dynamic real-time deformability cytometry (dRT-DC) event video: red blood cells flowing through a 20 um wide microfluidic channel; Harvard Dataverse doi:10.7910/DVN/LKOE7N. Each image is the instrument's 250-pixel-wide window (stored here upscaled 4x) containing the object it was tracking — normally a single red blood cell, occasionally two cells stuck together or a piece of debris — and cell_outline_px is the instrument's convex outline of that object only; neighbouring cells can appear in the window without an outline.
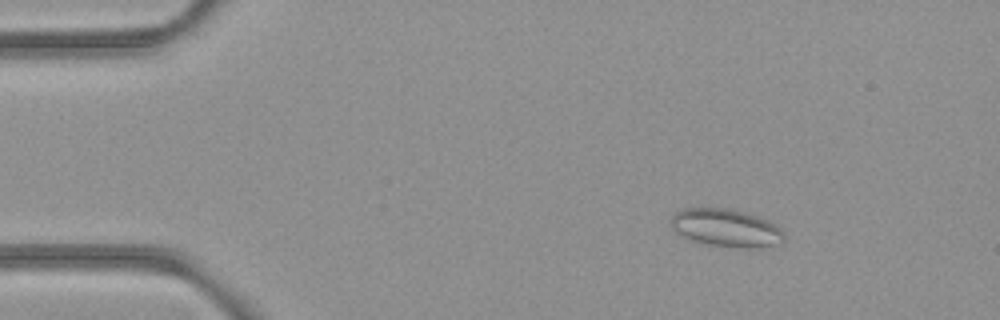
{"species": "common noctule bat (a hibernating species)", "species_latin": "Nyctalus noctula", "temperature_condition": "room temperature", "stored_images_in_passage": 53, "camera_frame_rate_fps": 3000, "um_per_image_px": 0.085, "animal": {"sex": "female", "body_mass_g": 21.9}, "frame": {"image": 1, "passage_image": 8, "time_ms": 2.333, "image_size_px": [1000, 320], "cell_outline_px": [[784, 244], [760, 248], [732, 248], [708, 244], [688, 240], [676, 232], [668, 224], [668, 220], [676, 212], [684, 208], [728, 208], [744, 212], [768, 220], [776, 224], [784, 232]], "centroid_in_image_um": [61.72, 19.39], "position_along_channel_um": 23.3, "area_um2": 25.61}}
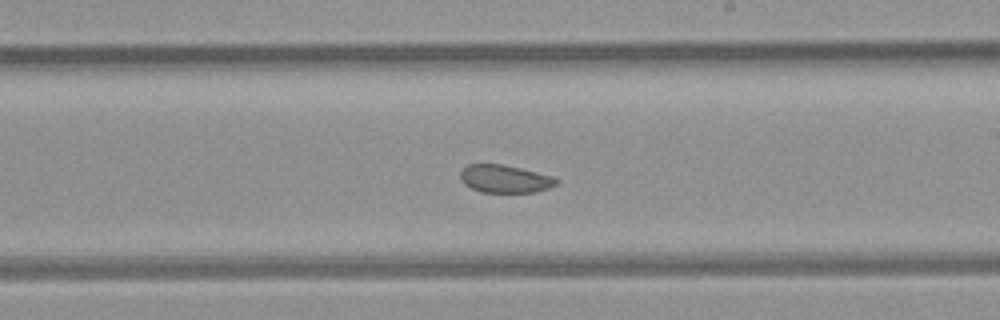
{"frame": {"image": 2, "passage_image": 31, "time_ms": 10.0, "image_size_px": [1000, 320], "cell_outline_px": [[560, 180], [556, 184], [548, 188], [536, 192], [480, 192], [464, 184], [460, 180], [460, 172], [468, 164], [504, 164], [556, 176]], "centroid_in_image_um": [42.95, 15.19], "position_along_channel_um": 246.1, "area_um2": 15.78}}
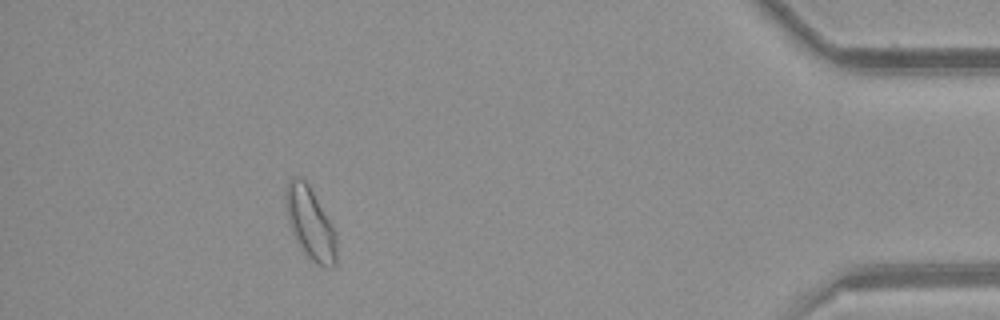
{"frame": {"image": 3, "passage_image": 48, "time_ms": 15.667, "image_size_px": [1000, 320], "cell_outline_px": [[336, 264], [332, 268], [324, 268], [316, 264], [300, 248], [292, 232], [288, 220], [284, 204], [284, 192], [288, 180], [292, 176], [300, 176], [308, 184], [332, 224], [336, 232]], "centroid_in_image_um": [26.35, 18.97], "position_along_channel_um": 408.8, "area_um2": 21.62}, "authors_computed_cell_mechanics": {"area_um2": 18.9584, "velocity_mm_per_s": 3.9275, "shape_relaxation_time_tau1_ms": null, "shape_relaxation_time_tau2_ms": 1.6737, "deformation_change_tau1": null, "deformation_change_tau2": 0.0648}}